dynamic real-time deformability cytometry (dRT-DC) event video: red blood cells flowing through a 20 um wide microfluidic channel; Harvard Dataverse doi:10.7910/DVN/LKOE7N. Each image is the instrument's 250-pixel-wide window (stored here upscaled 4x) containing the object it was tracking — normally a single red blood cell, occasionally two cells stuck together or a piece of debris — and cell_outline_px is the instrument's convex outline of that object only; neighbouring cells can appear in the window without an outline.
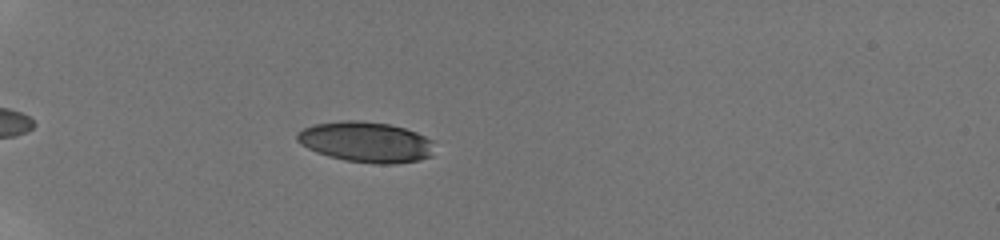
{"species": "human", "species_latin": "Homo sapiens", "temperature_condition": "room temperature", "stored_images_in_passage": 12, "camera_frame_rate_fps": 3000, "um_per_image_px": 0.085, "donor": {"sex": "male"}, "frame": {"image": 1, "passage_image": 8, "time_ms": 2.333, "image_size_px": [1000, 240], "cell_outline_px": [[432, 156], [420, 160], [396, 164], [376, 164], [344, 160], [328, 156], [316, 152], [300, 144], [296, 140], [296, 132], [304, 128], [316, 124], [340, 120], [360, 120], [388, 124], [404, 128], [416, 132], [432, 140]], "centroid_in_image_um": [31.09, 12.07], "position_along_channel_um": 53.9, "area_um2": 32.6}}
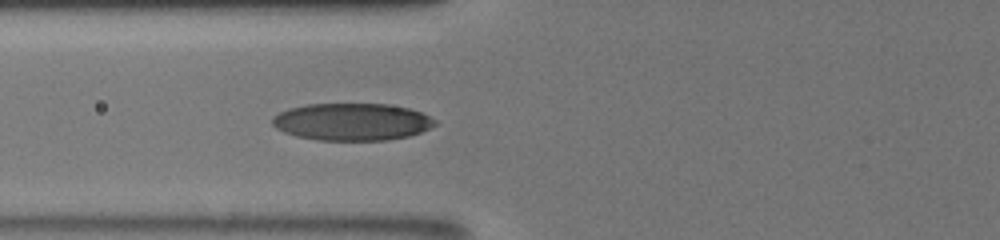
{"frame": {"image": 2, "passage_image": 12, "time_ms": 4.333, "image_size_px": [1000, 240], "cell_outline_px": [[436, 124], [420, 132], [408, 136], [388, 140], [316, 140], [296, 136], [284, 132], [276, 128], [272, 124], [272, 116], [288, 108], [308, 104], [388, 104], [408, 108], [420, 112], [436, 120]], "centroid_in_image_um": [29.88, 10.35], "position_along_channel_um": 95.9, "area_um2": 35.26}}